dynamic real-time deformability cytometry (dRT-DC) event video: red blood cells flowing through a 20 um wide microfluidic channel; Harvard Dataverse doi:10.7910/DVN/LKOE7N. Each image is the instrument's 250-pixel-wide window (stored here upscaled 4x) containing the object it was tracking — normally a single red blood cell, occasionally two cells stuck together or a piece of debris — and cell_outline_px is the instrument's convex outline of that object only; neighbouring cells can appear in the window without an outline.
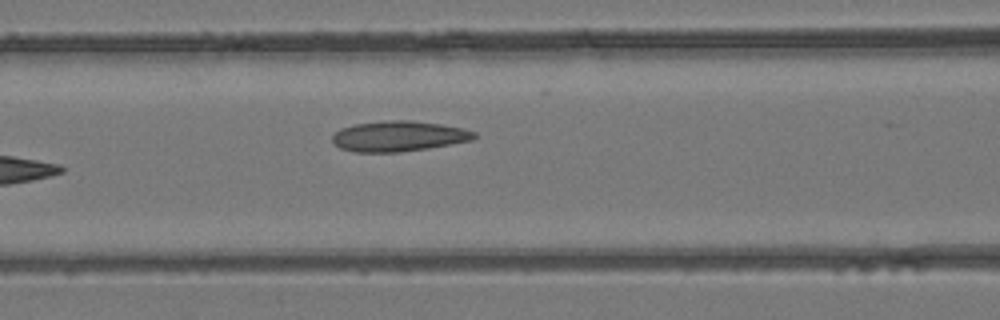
{"species": "common noctule bat (a hibernating species)", "species_latin": "Nyctalus noctula", "temperature_condition": "room temperature", "stored_images_in_passage": 5, "camera_frame_rate_fps": 3000, "um_per_image_px": 0.085, "animal": {"sex": "female", "body_mass_g": 24.6, "forearm_length_mm": 56.2}, "frame": {"image": 1, "passage_image": 5, "time_ms": 4.667, "image_size_px": [1000, 320], "cell_outline_px": [[476, 136], [472, 140], [428, 148], [400, 152], [356, 152], [340, 148], [332, 140], [332, 136], [340, 128], [356, 124], [384, 120], [408, 120], [440, 124], [464, 128], [476, 132]], "centroid_in_image_um": [33.89, 11.57], "position_along_channel_um": 132.7, "area_um2": 25.09}}